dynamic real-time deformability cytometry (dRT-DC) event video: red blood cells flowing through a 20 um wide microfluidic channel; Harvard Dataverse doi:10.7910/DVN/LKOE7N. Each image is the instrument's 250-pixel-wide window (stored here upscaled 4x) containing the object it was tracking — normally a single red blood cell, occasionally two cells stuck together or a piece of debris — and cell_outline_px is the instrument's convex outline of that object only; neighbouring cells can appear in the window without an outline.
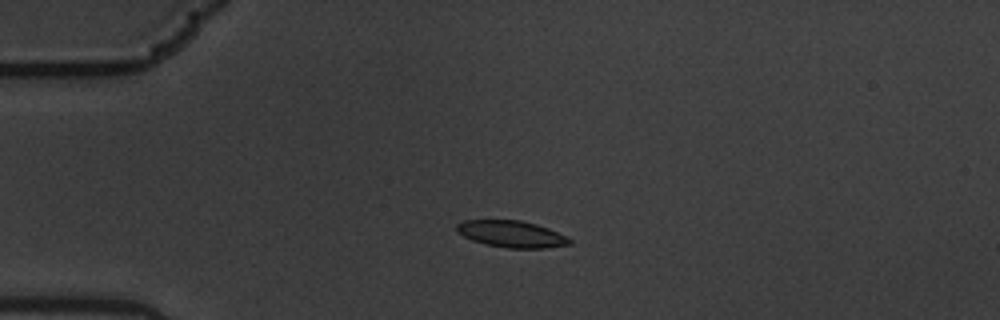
{"species": "common noctule bat (a hibernating species)", "species_latin": "Nyctalus noctula", "temperature_condition": "warm", "stored_images_in_passage": 5, "camera_frame_rate_fps": 3000, "um_per_image_px": 0.085, "animal": {"sex": "male", "body_mass_g": 19.5, "forearm_length_mm": 54.6}, "frame": {"image": 1, "passage_image": 4, "time_ms": 1.0, "image_size_px": [1000, 320], "cell_outline_px": [[572, 244], [548, 248], [508, 248], [484, 244], [472, 240], [456, 232], [456, 224], [464, 220], [520, 220], [536, 224], [548, 228], [568, 236], [572, 240]], "centroid_in_image_um": [43.5, 19.89], "position_along_channel_um": 41.5, "area_um2": 17.74}}